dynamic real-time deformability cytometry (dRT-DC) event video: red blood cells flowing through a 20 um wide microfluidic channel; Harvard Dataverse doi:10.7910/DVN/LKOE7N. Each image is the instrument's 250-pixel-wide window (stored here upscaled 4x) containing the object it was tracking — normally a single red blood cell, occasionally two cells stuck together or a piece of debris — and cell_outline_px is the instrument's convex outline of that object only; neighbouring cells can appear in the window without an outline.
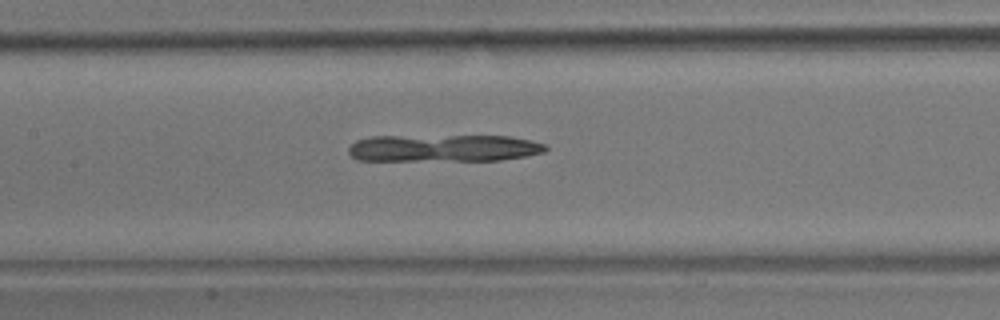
{"species": "common noctule bat (a hibernating species)", "species_latin": "Nyctalus noctula", "temperature_condition": "room temperature", "stored_images_in_passage": 54, "camera_frame_rate_fps": 3000, "um_per_image_px": 0.085, "animal": {"sex": "male", "body_mass_g": 17.9}, "frame": {"image": 1, "passage_image": 25, "time_ms": 8.0, "image_size_px": [1000, 320], "cell_outline_px": [[548, 148], [544, 152], [524, 156], [500, 160], [356, 160], [348, 152], [348, 148], [356, 140], [372, 136], [508, 136], [528, 140], [544, 144]], "centroid_in_image_um": [37.66, 12.58], "position_along_channel_um": 169.7, "area_um2": 30.98}}
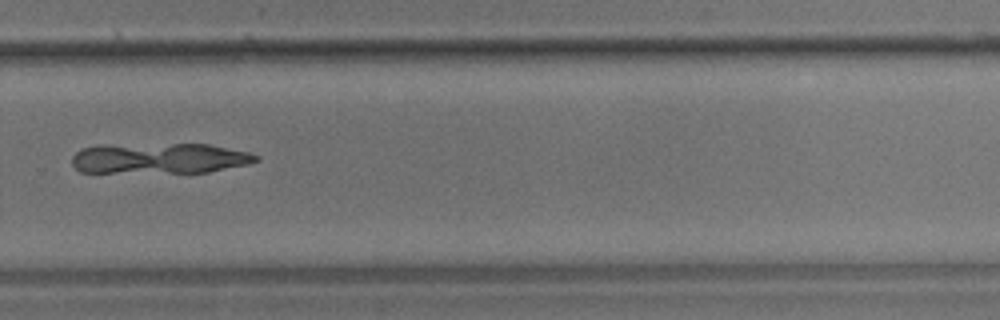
{"frame": {"image": 2, "passage_image": 37, "time_ms": 12.0, "image_size_px": [1000, 320], "cell_outline_px": [[260, 160], [248, 164], [208, 172], [80, 172], [72, 164], [72, 156], [80, 148], [100, 144], [208, 144], [248, 152], [260, 156]], "centroid_in_image_um": [13.53, 13.44], "position_along_channel_um": 316.3, "area_um2": 33.0}}